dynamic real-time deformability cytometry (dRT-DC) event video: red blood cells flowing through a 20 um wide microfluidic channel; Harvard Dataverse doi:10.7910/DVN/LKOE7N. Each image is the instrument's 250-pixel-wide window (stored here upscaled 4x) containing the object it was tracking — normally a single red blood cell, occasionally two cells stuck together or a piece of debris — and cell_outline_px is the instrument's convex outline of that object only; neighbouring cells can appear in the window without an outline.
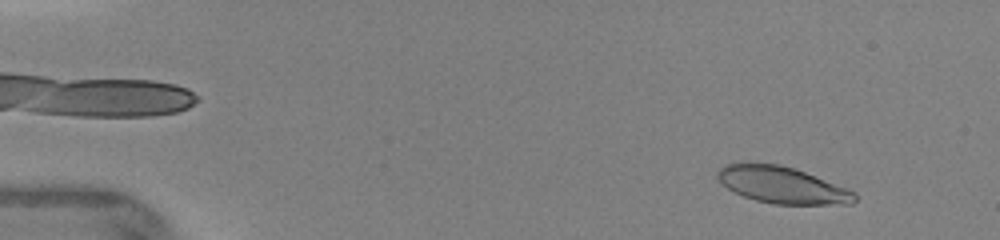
{"species": "human", "species_latin": "Homo sapiens", "temperature_condition": "warm", "stored_images_in_passage": 6, "camera_frame_rate_fps": 3000, "um_per_image_px": 0.085, "donor": {"sex": "female"}, "frame": {"image": 1, "passage_image": 1, "time_ms": 0.0, "image_size_px": [1000, 240], "cell_outline_px": [[856, 200], [852, 204], [772, 204], [756, 200], [744, 196], [728, 188], [716, 176], [716, 172], [724, 164], [748, 160], [780, 164], [804, 172], [848, 188], [856, 192]], "centroid_in_image_um": [66.45, 15.69], "position_along_channel_um": 18.6, "area_um2": 29.65}}